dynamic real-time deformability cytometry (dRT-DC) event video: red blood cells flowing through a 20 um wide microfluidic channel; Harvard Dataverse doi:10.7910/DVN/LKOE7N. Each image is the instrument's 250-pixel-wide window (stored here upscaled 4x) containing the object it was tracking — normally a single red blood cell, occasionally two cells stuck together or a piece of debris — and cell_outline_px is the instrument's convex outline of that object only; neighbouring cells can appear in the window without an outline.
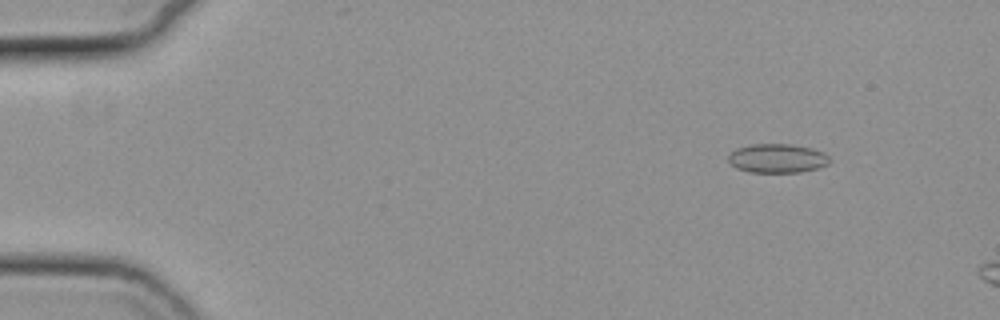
{"species": "common noctule bat (a hibernating species)", "species_latin": "Nyctalus noctula", "temperature_condition": "cold", "stored_images_in_passage": 6, "camera_frame_rate_fps": 3000, "um_per_image_px": 0.085, "animal": {"sex": "female", "body_mass_g": 19.3, "forearm_length_mm": 54.1}, "frame": {"image": 1, "passage_image": 3, "time_ms": 0.667, "image_size_px": [1000, 320], "cell_outline_px": [[832, 160], [828, 164], [820, 168], [800, 172], [748, 172], [736, 168], [728, 160], [728, 156], [736, 148], [752, 144], [788, 144], [808, 148], [824, 152]], "centroid_in_image_um": [66.08, 13.47], "position_along_channel_um": 18.9, "area_um2": 17.11}}